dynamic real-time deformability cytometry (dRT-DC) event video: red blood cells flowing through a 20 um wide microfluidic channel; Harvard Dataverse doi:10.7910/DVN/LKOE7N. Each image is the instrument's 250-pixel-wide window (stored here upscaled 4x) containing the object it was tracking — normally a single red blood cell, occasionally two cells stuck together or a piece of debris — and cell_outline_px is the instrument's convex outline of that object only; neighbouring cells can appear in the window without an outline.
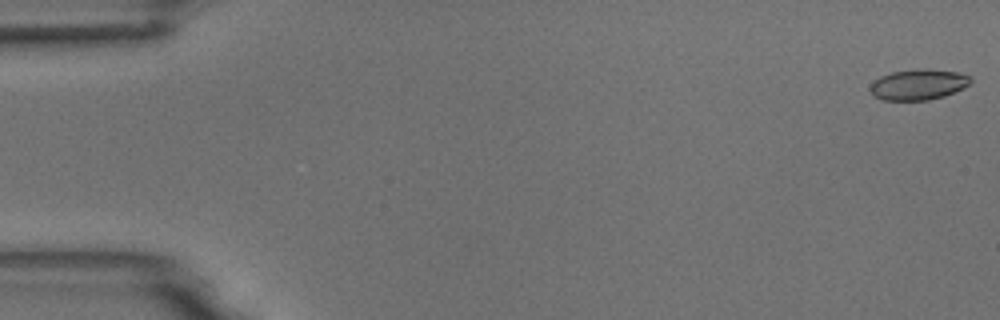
{"species": "common noctule bat (a hibernating species)", "species_latin": "Nyctalus noctula", "temperature_condition": "room temperature", "stored_images_in_passage": 54, "camera_frame_rate_fps": 3000, "um_per_image_px": 0.085, "animal": {"sex": "male", "body_mass_g": 18.8}, "frame": {"image": 1, "passage_image": 1, "time_ms": 0.0, "image_size_px": [1000, 320], "cell_outline_px": [[972, 80], [964, 88], [944, 96], [928, 100], [884, 100], [876, 96], [868, 88], [880, 76], [892, 72], [916, 68], [928, 68], [956, 72], [972, 76]], "centroid_in_image_um": [78.09, 7.17], "position_along_channel_um": 6.9, "area_um2": 17.98}}
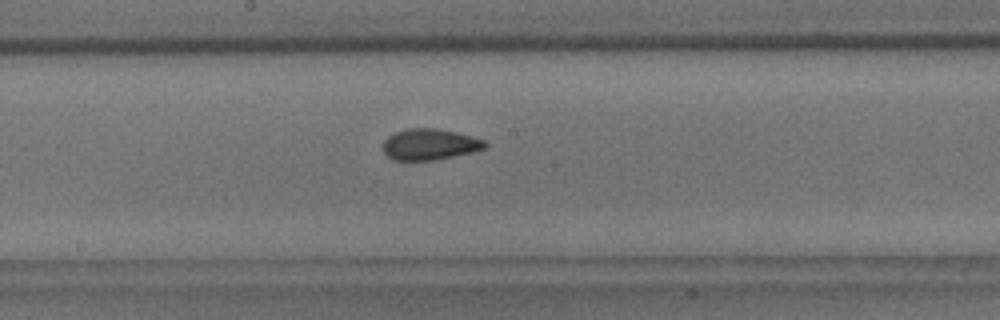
{"frame": {"image": 2, "passage_image": 29, "time_ms": 9.333, "image_size_px": [1000, 320], "cell_outline_px": [[488, 144], [484, 148], [472, 152], [432, 160], [392, 160], [384, 152], [384, 140], [388, 136], [396, 132], [408, 128], [436, 128], [456, 132], [472, 136], [484, 140]], "centroid_in_image_um": [36.52, 12.26], "position_along_channel_um": 211.7, "area_um2": 18.32}}
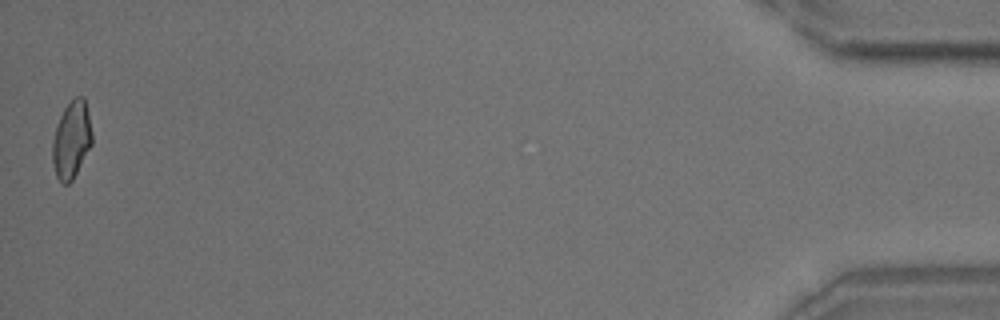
{"frame": {"image": 3, "passage_image": 54, "time_ms": 17.667, "image_size_px": [1000, 320], "cell_outline_px": [[92, 144], [72, 180], [68, 184], [64, 184], [56, 176], [52, 160], [52, 140], [60, 116], [64, 108], [76, 96], [84, 96], [92, 132]], "centroid_in_image_um": [6.07, 11.88], "position_along_channel_um": 429.1, "area_um2": 17.63}, "authors_computed_cell_mechanics": {"area_um2": 18.3804, "velocity_mm_per_s": 3.7309, "shape_relaxation_time_tau1_ms": 6.8391, "shape_relaxation_time_tau2_ms": 1.6027, "deformation_change_tau1": 0.1334, "deformation_change_tau2": 0.0675}}